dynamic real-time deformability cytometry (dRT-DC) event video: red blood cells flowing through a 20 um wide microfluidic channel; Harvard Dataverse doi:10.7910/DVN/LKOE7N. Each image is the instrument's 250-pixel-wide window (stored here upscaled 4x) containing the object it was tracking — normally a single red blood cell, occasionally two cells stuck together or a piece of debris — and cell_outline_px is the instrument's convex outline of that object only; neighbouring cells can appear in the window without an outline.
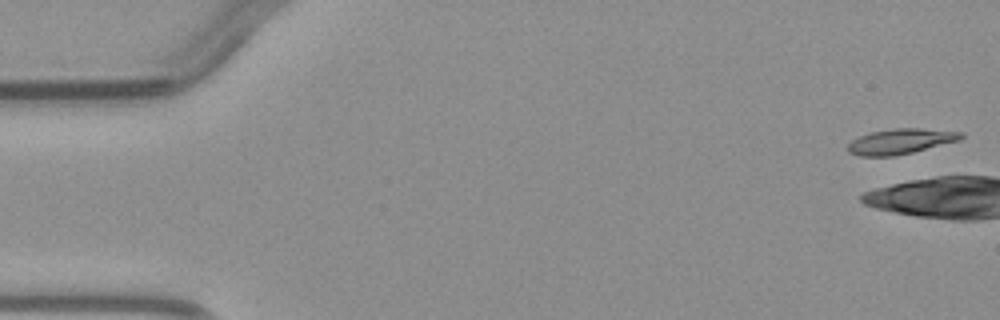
{"species": "common noctule bat (a hibernating species)", "species_latin": "Nyctalus noctula", "temperature_condition": "warm", "stored_images_in_passage": 4, "camera_frame_rate_fps": 3000, "um_per_image_px": 0.085, "animal": {"sex": "male", "body_mass_g": 23.1, "forearm_length_mm": 52.7}, "frame": {"image": 1, "passage_image": 1, "time_ms": 0.0, "image_size_px": [1000, 320], "cell_outline_px": [[964, 136], [960, 140], [912, 152], [892, 156], [860, 156], [848, 152], [848, 144], [852, 140], [860, 136], [872, 132], [896, 128], [920, 128], [964, 132]], "centroid_in_image_um": [76.57, 12.01], "position_along_channel_um": 8.4, "area_um2": 16.53}}